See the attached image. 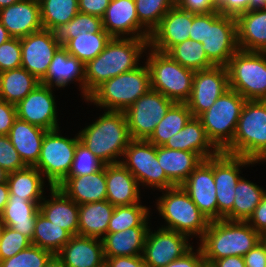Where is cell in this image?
<instances>
[{
	"instance_id": "ab89813d",
	"label": "cell",
	"mask_w": 266,
	"mask_h": 267,
	"mask_svg": "<svg viewBox=\"0 0 266 267\" xmlns=\"http://www.w3.org/2000/svg\"><path fill=\"white\" fill-rule=\"evenodd\" d=\"M234 191L233 221H247L266 194V190L241 177Z\"/></svg>"
},
{
	"instance_id": "8c879c8a",
	"label": "cell",
	"mask_w": 266,
	"mask_h": 267,
	"mask_svg": "<svg viewBox=\"0 0 266 267\" xmlns=\"http://www.w3.org/2000/svg\"><path fill=\"white\" fill-rule=\"evenodd\" d=\"M262 161H263V162H264V161L266 162V154L263 156V158H262L259 162H262Z\"/></svg>"
},
{
	"instance_id": "6f0895ef",
	"label": "cell",
	"mask_w": 266,
	"mask_h": 267,
	"mask_svg": "<svg viewBox=\"0 0 266 267\" xmlns=\"http://www.w3.org/2000/svg\"><path fill=\"white\" fill-rule=\"evenodd\" d=\"M243 258L245 267H266V244L259 241Z\"/></svg>"
},
{
	"instance_id": "f5cc1de1",
	"label": "cell",
	"mask_w": 266,
	"mask_h": 267,
	"mask_svg": "<svg viewBox=\"0 0 266 267\" xmlns=\"http://www.w3.org/2000/svg\"><path fill=\"white\" fill-rule=\"evenodd\" d=\"M222 15L237 17L250 10V0H214Z\"/></svg>"
},
{
	"instance_id": "44dd1931",
	"label": "cell",
	"mask_w": 266,
	"mask_h": 267,
	"mask_svg": "<svg viewBox=\"0 0 266 267\" xmlns=\"http://www.w3.org/2000/svg\"><path fill=\"white\" fill-rule=\"evenodd\" d=\"M102 22L111 37L149 38L151 34L139 22L134 0H110Z\"/></svg>"
},
{
	"instance_id": "e7e4bbea",
	"label": "cell",
	"mask_w": 266,
	"mask_h": 267,
	"mask_svg": "<svg viewBox=\"0 0 266 267\" xmlns=\"http://www.w3.org/2000/svg\"><path fill=\"white\" fill-rule=\"evenodd\" d=\"M12 38L7 29L0 22V45Z\"/></svg>"
},
{
	"instance_id": "89a4df30",
	"label": "cell",
	"mask_w": 266,
	"mask_h": 267,
	"mask_svg": "<svg viewBox=\"0 0 266 267\" xmlns=\"http://www.w3.org/2000/svg\"><path fill=\"white\" fill-rule=\"evenodd\" d=\"M4 229H5V223L2 221V218L0 217V239L2 237Z\"/></svg>"
},
{
	"instance_id": "816d5d0a",
	"label": "cell",
	"mask_w": 266,
	"mask_h": 267,
	"mask_svg": "<svg viewBox=\"0 0 266 267\" xmlns=\"http://www.w3.org/2000/svg\"><path fill=\"white\" fill-rule=\"evenodd\" d=\"M176 5L189 13L208 14L218 12L214 0H179Z\"/></svg>"
},
{
	"instance_id": "30bf717a",
	"label": "cell",
	"mask_w": 266,
	"mask_h": 267,
	"mask_svg": "<svg viewBox=\"0 0 266 267\" xmlns=\"http://www.w3.org/2000/svg\"><path fill=\"white\" fill-rule=\"evenodd\" d=\"M226 68L229 88L246 100H266V52L238 50Z\"/></svg>"
},
{
	"instance_id": "9f6ffc18",
	"label": "cell",
	"mask_w": 266,
	"mask_h": 267,
	"mask_svg": "<svg viewBox=\"0 0 266 267\" xmlns=\"http://www.w3.org/2000/svg\"><path fill=\"white\" fill-rule=\"evenodd\" d=\"M246 222L261 236L266 233V194Z\"/></svg>"
},
{
	"instance_id": "ba28073f",
	"label": "cell",
	"mask_w": 266,
	"mask_h": 267,
	"mask_svg": "<svg viewBox=\"0 0 266 267\" xmlns=\"http://www.w3.org/2000/svg\"><path fill=\"white\" fill-rule=\"evenodd\" d=\"M164 191L163 196L156 200L157 210L167 222L162 228L174 230L188 237L196 235L201 239L210 221L181 186Z\"/></svg>"
},
{
	"instance_id": "8d00e7d4",
	"label": "cell",
	"mask_w": 266,
	"mask_h": 267,
	"mask_svg": "<svg viewBox=\"0 0 266 267\" xmlns=\"http://www.w3.org/2000/svg\"><path fill=\"white\" fill-rule=\"evenodd\" d=\"M192 117L186 103H174L147 140L155 146H164L169 138L181 131Z\"/></svg>"
},
{
	"instance_id": "d4e9b609",
	"label": "cell",
	"mask_w": 266,
	"mask_h": 267,
	"mask_svg": "<svg viewBox=\"0 0 266 267\" xmlns=\"http://www.w3.org/2000/svg\"><path fill=\"white\" fill-rule=\"evenodd\" d=\"M51 199L43 198L39 212L46 219L67 230L72 236L78 235L79 205L59 187H49Z\"/></svg>"
},
{
	"instance_id": "cb8c5ba5",
	"label": "cell",
	"mask_w": 266,
	"mask_h": 267,
	"mask_svg": "<svg viewBox=\"0 0 266 267\" xmlns=\"http://www.w3.org/2000/svg\"><path fill=\"white\" fill-rule=\"evenodd\" d=\"M74 80L80 84L82 95L85 97V65L70 55L64 47H60L40 83L52 88L54 85L63 88Z\"/></svg>"
},
{
	"instance_id": "b9f144b4",
	"label": "cell",
	"mask_w": 266,
	"mask_h": 267,
	"mask_svg": "<svg viewBox=\"0 0 266 267\" xmlns=\"http://www.w3.org/2000/svg\"><path fill=\"white\" fill-rule=\"evenodd\" d=\"M167 53L183 67L194 71L206 70L215 66L208 59L203 44L190 38L176 44Z\"/></svg>"
},
{
	"instance_id": "c3c4849f",
	"label": "cell",
	"mask_w": 266,
	"mask_h": 267,
	"mask_svg": "<svg viewBox=\"0 0 266 267\" xmlns=\"http://www.w3.org/2000/svg\"><path fill=\"white\" fill-rule=\"evenodd\" d=\"M31 244V241L23 234L5 226L0 239V259H9L21 250L28 248Z\"/></svg>"
},
{
	"instance_id": "8992f818",
	"label": "cell",
	"mask_w": 266,
	"mask_h": 267,
	"mask_svg": "<svg viewBox=\"0 0 266 267\" xmlns=\"http://www.w3.org/2000/svg\"><path fill=\"white\" fill-rule=\"evenodd\" d=\"M258 163L266 154V100H246L232 143L223 151Z\"/></svg>"
},
{
	"instance_id": "bcb514c9",
	"label": "cell",
	"mask_w": 266,
	"mask_h": 267,
	"mask_svg": "<svg viewBox=\"0 0 266 267\" xmlns=\"http://www.w3.org/2000/svg\"><path fill=\"white\" fill-rule=\"evenodd\" d=\"M106 164L80 141L77 142L71 170L67 177H78L93 174L101 170Z\"/></svg>"
},
{
	"instance_id": "d6a6232c",
	"label": "cell",
	"mask_w": 266,
	"mask_h": 267,
	"mask_svg": "<svg viewBox=\"0 0 266 267\" xmlns=\"http://www.w3.org/2000/svg\"><path fill=\"white\" fill-rule=\"evenodd\" d=\"M39 213V205L36 202L28 201L26 198L9 197L1 218L5 226L20 232L32 243Z\"/></svg>"
},
{
	"instance_id": "003e7915",
	"label": "cell",
	"mask_w": 266,
	"mask_h": 267,
	"mask_svg": "<svg viewBox=\"0 0 266 267\" xmlns=\"http://www.w3.org/2000/svg\"><path fill=\"white\" fill-rule=\"evenodd\" d=\"M21 0H0V10L12 4L18 3Z\"/></svg>"
},
{
	"instance_id": "603a6c76",
	"label": "cell",
	"mask_w": 266,
	"mask_h": 267,
	"mask_svg": "<svg viewBox=\"0 0 266 267\" xmlns=\"http://www.w3.org/2000/svg\"><path fill=\"white\" fill-rule=\"evenodd\" d=\"M57 256L64 267H105L102 239L72 236Z\"/></svg>"
},
{
	"instance_id": "753ad0ef",
	"label": "cell",
	"mask_w": 266,
	"mask_h": 267,
	"mask_svg": "<svg viewBox=\"0 0 266 267\" xmlns=\"http://www.w3.org/2000/svg\"><path fill=\"white\" fill-rule=\"evenodd\" d=\"M174 2V4H176L179 0H172Z\"/></svg>"
},
{
	"instance_id": "52a82bcc",
	"label": "cell",
	"mask_w": 266,
	"mask_h": 267,
	"mask_svg": "<svg viewBox=\"0 0 266 267\" xmlns=\"http://www.w3.org/2000/svg\"><path fill=\"white\" fill-rule=\"evenodd\" d=\"M150 50L146 64L150 71L151 89L162 93L174 103H186L192 92L195 71L183 67L168 53Z\"/></svg>"
},
{
	"instance_id": "ffe728a7",
	"label": "cell",
	"mask_w": 266,
	"mask_h": 267,
	"mask_svg": "<svg viewBox=\"0 0 266 267\" xmlns=\"http://www.w3.org/2000/svg\"><path fill=\"white\" fill-rule=\"evenodd\" d=\"M192 21L193 13L182 10L175 4L151 32L149 48L167 53L176 44L189 39Z\"/></svg>"
},
{
	"instance_id": "4fadbf2b",
	"label": "cell",
	"mask_w": 266,
	"mask_h": 267,
	"mask_svg": "<svg viewBox=\"0 0 266 267\" xmlns=\"http://www.w3.org/2000/svg\"><path fill=\"white\" fill-rule=\"evenodd\" d=\"M256 164L245 157L219 152L213 156V177L216 186L218 220L233 221L235 187L243 166ZM241 167V168H240Z\"/></svg>"
},
{
	"instance_id": "db71d44e",
	"label": "cell",
	"mask_w": 266,
	"mask_h": 267,
	"mask_svg": "<svg viewBox=\"0 0 266 267\" xmlns=\"http://www.w3.org/2000/svg\"><path fill=\"white\" fill-rule=\"evenodd\" d=\"M16 119V105L0 100V135H8Z\"/></svg>"
},
{
	"instance_id": "be15d7a7",
	"label": "cell",
	"mask_w": 266,
	"mask_h": 267,
	"mask_svg": "<svg viewBox=\"0 0 266 267\" xmlns=\"http://www.w3.org/2000/svg\"><path fill=\"white\" fill-rule=\"evenodd\" d=\"M43 267H64L61 259L57 255H53Z\"/></svg>"
},
{
	"instance_id": "03108f58",
	"label": "cell",
	"mask_w": 266,
	"mask_h": 267,
	"mask_svg": "<svg viewBox=\"0 0 266 267\" xmlns=\"http://www.w3.org/2000/svg\"><path fill=\"white\" fill-rule=\"evenodd\" d=\"M266 7V0H250V10Z\"/></svg>"
},
{
	"instance_id": "7a4b0ae2",
	"label": "cell",
	"mask_w": 266,
	"mask_h": 267,
	"mask_svg": "<svg viewBox=\"0 0 266 267\" xmlns=\"http://www.w3.org/2000/svg\"><path fill=\"white\" fill-rule=\"evenodd\" d=\"M189 38L201 42L208 59L215 66H227L239 50L235 17L219 12L193 14Z\"/></svg>"
},
{
	"instance_id": "ee69618b",
	"label": "cell",
	"mask_w": 266,
	"mask_h": 267,
	"mask_svg": "<svg viewBox=\"0 0 266 267\" xmlns=\"http://www.w3.org/2000/svg\"><path fill=\"white\" fill-rule=\"evenodd\" d=\"M149 211L148 207L140 203L129 206H116L110 218L107 233L125 231L133 227H150L148 226Z\"/></svg>"
},
{
	"instance_id": "3957f363",
	"label": "cell",
	"mask_w": 266,
	"mask_h": 267,
	"mask_svg": "<svg viewBox=\"0 0 266 267\" xmlns=\"http://www.w3.org/2000/svg\"><path fill=\"white\" fill-rule=\"evenodd\" d=\"M261 240L262 236L246 221L221 219L210 221L199 247L208 266L213 260L224 257H243Z\"/></svg>"
},
{
	"instance_id": "9c48e42d",
	"label": "cell",
	"mask_w": 266,
	"mask_h": 267,
	"mask_svg": "<svg viewBox=\"0 0 266 267\" xmlns=\"http://www.w3.org/2000/svg\"><path fill=\"white\" fill-rule=\"evenodd\" d=\"M245 103L246 99L229 88L208 110L197 117L209 140L220 152L232 143Z\"/></svg>"
},
{
	"instance_id": "680465c9",
	"label": "cell",
	"mask_w": 266,
	"mask_h": 267,
	"mask_svg": "<svg viewBox=\"0 0 266 267\" xmlns=\"http://www.w3.org/2000/svg\"><path fill=\"white\" fill-rule=\"evenodd\" d=\"M110 0H78L79 12L102 18Z\"/></svg>"
},
{
	"instance_id": "5b68a950",
	"label": "cell",
	"mask_w": 266,
	"mask_h": 267,
	"mask_svg": "<svg viewBox=\"0 0 266 267\" xmlns=\"http://www.w3.org/2000/svg\"><path fill=\"white\" fill-rule=\"evenodd\" d=\"M150 89V71L145 63L103 82L86 101L107 111H125Z\"/></svg>"
},
{
	"instance_id": "277c9868",
	"label": "cell",
	"mask_w": 266,
	"mask_h": 267,
	"mask_svg": "<svg viewBox=\"0 0 266 267\" xmlns=\"http://www.w3.org/2000/svg\"><path fill=\"white\" fill-rule=\"evenodd\" d=\"M78 137L106 165L120 163L118 158H123L131 140L124 111H105L95 122L82 129Z\"/></svg>"
},
{
	"instance_id": "484cf974",
	"label": "cell",
	"mask_w": 266,
	"mask_h": 267,
	"mask_svg": "<svg viewBox=\"0 0 266 267\" xmlns=\"http://www.w3.org/2000/svg\"><path fill=\"white\" fill-rule=\"evenodd\" d=\"M106 185V200L115 207L140 203L139 184L121 162L106 165Z\"/></svg>"
},
{
	"instance_id": "f35d334b",
	"label": "cell",
	"mask_w": 266,
	"mask_h": 267,
	"mask_svg": "<svg viewBox=\"0 0 266 267\" xmlns=\"http://www.w3.org/2000/svg\"><path fill=\"white\" fill-rule=\"evenodd\" d=\"M72 235L64 228L57 226L42 214H38L32 244L57 255Z\"/></svg>"
},
{
	"instance_id": "4316f807",
	"label": "cell",
	"mask_w": 266,
	"mask_h": 267,
	"mask_svg": "<svg viewBox=\"0 0 266 267\" xmlns=\"http://www.w3.org/2000/svg\"><path fill=\"white\" fill-rule=\"evenodd\" d=\"M57 187L78 205L106 200V165L93 174L66 177Z\"/></svg>"
},
{
	"instance_id": "f546056e",
	"label": "cell",
	"mask_w": 266,
	"mask_h": 267,
	"mask_svg": "<svg viewBox=\"0 0 266 267\" xmlns=\"http://www.w3.org/2000/svg\"><path fill=\"white\" fill-rule=\"evenodd\" d=\"M47 130L16 119L8 137L26 166H34L40 156L44 135Z\"/></svg>"
},
{
	"instance_id": "7bdbcfd3",
	"label": "cell",
	"mask_w": 266,
	"mask_h": 267,
	"mask_svg": "<svg viewBox=\"0 0 266 267\" xmlns=\"http://www.w3.org/2000/svg\"><path fill=\"white\" fill-rule=\"evenodd\" d=\"M79 12L78 0H41L40 13L43 29L68 23Z\"/></svg>"
},
{
	"instance_id": "7c38bea8",
	"label": "cell",
	"mask_w": 266,
	"mask_h": 267,
	"mask_svg": "<svg viewBox=\"0 0 266 267\" xmlns=\"http://www.w3.org/2000/svg\"><path fill=\"white\" fill-rule=\"evenodd\" d=\"M123 156L125 159L122 158L121 163L136 178L139 186L144 184L161 191L175 187L159 165L157 146L148 140L131 139Z\"/></svg>"
},
{
	"instance_id": "9a60e30c",
	"label": "cell",
	"mask_w": 266,
	"mask_h": 267,
	"mask_svg": "<svg viewBox=\"0 0 266 267\" xmlns=\"http://www.w3.org/2000/svg\"><path fill=\"white\" fill-rule=\"evenodd\" d=\"M229 89L228 70L225 66L195 71L192 92L186 102L193 117L208 110Z\"/></svg>"
},
{
	"instance_id": "7402d4cb",
	"label": "cell",
	"mask_w": 266,
	"mask_h": 267,
	"mask_svg": "<svg viewBox=\"0 0 266 267\" xmlns=\"http://www.w3.org/2000/svg\"><path fill=\"white\" fill-rule=\"evenodd\" d=\"M0 22L12 38H23L43 29L40 2L21 0L0 10Z\"/></svg>"
},
{
	"instance_id": "11a10c76",
	"label": "cell",
	"mask_w": 266,
	"mask_h": 267,
	"mask_svg": "<svg viewBox=\"0 0 266 267\" xmlns=\"http://www.w3.org/2000/svg\"><path fill=\"white\" fill-rule=\"evenodd\" d=\"M164 267H207L200 247L193 252V247L182 257L170 262Z\"/></svg>"
},
{
	"instance_id": "ac0fdd59",
	"label": "cell",
	"mask_w": 266,
	"mask_h": 267,
	"mask_svg": "<svg viewBox=\"0 0 266 267\" xmlns=\"http://www.w3.org/2000/svg\"><path fill=\"white\" fill-rule=\"evenodd\" d=\"M52 87L42 83L16 104L17 118L47 131L59 128Z\"/></svg>"
},
{
	"instance_id": "4dcf8cb0",
	"label": "cell",
	"mask_w": 266,
	"mask_h": 267,
	"mask_svg": "<svg viewBox=\"0 0 266 267\" xmlns=\"http://www.w3.org/2000/svg\"><path fill=\"white\" fill-rule=\"evenodd\" d=\"M157 159L175 186H180L203 160L197 153L164 146H157Z\"/></svg>"
},
{
	"instance_id": "1f68e13d",
	"label": "cell",
	"mask_w": 266,
	"mask_h": 267,
	"mask_svg": "<svg viewBox=\"0 0 266 267\" xmlns=\"http://www.w3.org/2000/svg\"><path fill=\"white\" fill-rule=\"evenodd\" d=\"M148 230L149 227H133L125 231L107 233L102 238L104 256L142 255Z\"/></svg>"
},
{
	"instance_id": "2e32d148",
	"label": "cell",
	"mask_w": 266,
	"mask_h": 267,
	"mask_svg": "<svg viewBox=\"0 0 266 267\" xmlns=\"http://www.w3.org/2000/svg\"><path fill=\"white\" fill-rule=\"evenodd\" d=\"M150 230L142 254L148 267H164L193 247L188 243L189 237L182 233L162 227L155 232Z\"/></svg>"
},
{
	"instance_id": "60d3db41",
	"label": "cell",
	"mask_w": 266,
	"mask_h": 267,
	"mask_svg": "<svg viewBox=\"0 0 266 267\" xmlns=\"http://www.w3.org/2000/svg\"><path fill=\"white\" fill-rule=\"evenodd\" d=\"M102 29V18L78 12L68 23L54 27L51 32L55 42L60 47H65L69 39L76 38L79 34L97 33Z\"/></svg>"
},
{
	"instance_id": "94428289",
	"label": "cell",
	"mask_w": 266,
	"mask_h": 267,
	"mask_svg": "<svg viewBox=\"0 0 266 267\" xmlns=\"http://www.w3.org/2000/svg\"><path fill=\"white\" fill-rule=\"evenodd\" d=\"M207 267H245L242 256H229L213 260Z\"/></svg>"
},
{
	"instance_id": "74e56055",
	"label": "cell",
	"mask_w": 266,
	"mask_h": 267,
	"mask_svg": "<svg viewBox=\"0 0 266 267\" xmlns=\"http://www.w3.org/2000/svg\"><path fill=\"white\" fill-rule=\"evenodd\" d=\"M111 36L103 28L97 33L79 34L76 38L69 39L65 45L67 52L75 56L84 65L95 59L111 40Z\"/></svg>"
},
{
	"instance_id": "7dc6e473",
	"label": "cell",
	"mask_w": 266,
	"mask_h": 267,
	"mask_svg": "<svg viewBox=\"0 0 266 267\" xmlns=\"http://www.w3.org/2000/svg\"><path fill=\"white\" fill-rule=\"evenodd\" d=\"M53 254L31 244L9 259L1 260L0 267H43Z\"/></svg>"
},
{
	"instance_id": "836d02e7",
	"label": "cell",
	"mask_w": 266,
	"mask_h": 267,
	"mask_svg": "<svg viewBox=\"0 0 266 267\" xmlns=\"http://www.w3.org/2000/svg\"><path fill=\"white\" fill-rule=\"evenodd\" d=\"M115 206L107 200L79 205L78 235L102 239Z\"/></svg>"
},
{
	"instance_id": "83f0119b",
	"label": "cell",
	"mask_w": 266,
	"mask_h": 267,
	"mask_svg": "<svg viewBox=\"0 0 266 267\" xmlns=\"http://www.w3.org/2000/svg\"><path fill=\"white\" fill-rule=\"evenodd\" d=\"M235 19L239 50L266 52V7L248 10Z\"/></svg>"
},
{
	"instance_id": "91938a15",
	"label": "cell",
	"mask_w": 266,
	"mask_h": 267,
	"mask_svg": "<svg viewBox=\"0 0 266 267\" xmlns=\"http://www.w3.org/2000/svg\"><path fill=\"white\" fill-rule=\"evenodd\" d=\"M105 267H148L142 255L105 257Z\"/></svg>"
},
{
	"instance_id": "f6af8a7d",
	"label": "cell",
	"mask_w": 266,
	"mask_h": 267,
	"mask_svg": "<svg viewBox=\"0 0 266 267\" xmlns=\"http://www.w3.org/2000/svg\"><path fill=\"white\" fill-rule=\"evenodd\" d=\"M139 22L151 33L175 5L172 0H134Z\"/></svg>"
},
{
	"instance_id": "681fc988",
	"label": "cell",
	"mask_w": 266,
	"mask_h": 267,
	"mask_svg": "<svg viewBox=\"0 0 266 267\" xmlns=\"http://www.w3.org/2000/svg\"><path fill=\"white\" fill-rule=\"evenodd\" d=\"M21 67V39L10 38L0 45V73Z\"/></svg>"
},
{
	"instance_id": "6da1fadb",
	"label": "cell",
	"mask_w": 266,
	"mask_h": 267,
	"mask_svg": "<svg viewBox=\"0 0 266 267\" xmlns=\"http://www.w3.org/2000/svg\"><path fill=\"white\" fill-rule=\"evenodd\" d=\"M148 40L112 37L105 49L85 65V100L103 82L138 67L141 54L149 48Z\"/></svg>"
},
{
	"instance_id": "2644e50d",
	"label": "cell",
	"mask_w": 266,
	"mask_h": 267,
	"mask_svg": "<svg viewBox=\"0 0 266 267\" xmlns=\"http://www.w3.org/2000/svg\"><path fill=\"white\" fill-rule=\"evenodd\" d=\"M262 241L266 244V233L262 235Z\"/></svg>"
},
{
	"instance_id": "f907efd6",
	"label": "cell",
	"mask_w": 266,
	"mask_h": 267,
	"mask_svg": "<svg viewBox=\"0 0 266 267\" xmlns=\"http://www.w3.org/2000/svg\"><path fill=\"white\" fill-rule=\"evenodd\" d=\"M0 167L5 169L8 173L26 167L12 145L8 135H0Z\"/></svg>"
},
{
	"instance_id": "d590c367",
	"label": "cell",
	"mask_w": 266,
	"mask_h": 267,
	"mask_svg": "<svg viewBox=\"0 0 266 267\" xmlns=\"http://www.w3.org/2000/svg\"><path fill=\"white\" fill-rule=\"evenodd\" d=\"M40 81L23 67L0 73V100L18 104Z\"/></svg>"
},
{
	"instance_id": "d6986e66",
	"label": "cell",
	"mask_w": 266,
	"mask_h": 267,
	"mask_svg": "<svg viewBox=\"0 0 266 267\" xmlns=\"http://www.w3.org/2000/svg\"><path fill=\"white\" fill-rule=\"evenodd\" d=\"M21 39V67L39 81L46 75L48 67L60 46L55 42L51 30L42 29Z\"/></svg>"
},
{
	"instance_id": "5bb4252c",
	"label": "cell",
	"mask_w": 266,
	"mask_h": 267,
	"mask_svg": "<svg viewBox=\"0 0 266 267\" xmlns=\"http://www.w3.org/2000/svg\"><path fill=\"white\" fill-rule=\"evenodd\" d=\"M174 102L162 93L150 89L124 113L131 139L147 140Z\"/></svg>"
},
{
	"instance_id": "e0dca14e",
	"label": "cell",
	"mask_w": 266,
	"mask_h": 267,
	"mask_svg": "<svg viewBox=\"0 0 266 267\" xmlns=\"http://www.w3.org/2000/svg\"><path fill=\"white\" fill-rule=\"evenodd\" d=\"M180 186L209 221L218 220L213 157L202 160Z\"/></svg>"
},
{
	"instance_id": "8fae6325",
	"label": "cell",
	"mask_w": 266,
	"mask_h": 267,
	"mask_svg": "<svg viewBox=\"0 0 266 267\" xmlns=\"http://www.w3.org/2000/svg\"><path fill=\"white\" fill-rule=\"evenodd\" d=\"M58 132L59 128L45 133L39 159L34 165L50 187H57L67 177L79 141L78 135L69 139Z\"/></svg>"
},
{
	"instance_id": "a7ac6f4b",
	"label": "cell",
	"mask_w": 266,
	"mask_h": 267,
	"mask_svg": "<svg viewBox=\"0 0 266 267\" xmlns=\"http://www.w3.org/2000/svg\"><path fill=\"white\" fill-rule=\"evenodd\" d=\"M9 173L0 167V184L7 182Z\"/></svg>"
},
{
	"instance_id": "e575fe53",
	"label": "cell",
	"mask_w": 266,
	"mask_h": 267,
	"mask_svg": "<svg viewBox=\"0 0 266 267\" xmlns=\"http://www.w3.org/2000/svg\"><path fill=\"white\" fill-rule=\"evenodd\" d=\"M9 197L26 198L38 205L43 200L44 176L35 166L11 172L8 175Z\"/></svg>"
},
{
	"instance_id": "6125c7cd",
	"label": "cell",
	"mask_w": 266,
	"mask_h": 267,
	"mask_svg": "<svg viewBox=\"0 0 266 267\" xmlns=\"http://www.w3.org/2000/svg\"><path fill=\"white\" fill-rule=\"evenodd\" d=\"M9 186L8 183H2L0 184V217L4 211V208L8 202L9 199Z\"/></svg>"
},
{
	"instance_id": "f1b7e54d",
	"label": "cell",
	"mask_w": 266,
	"mask_h": 267,
	"mask_svg": "<svg viewBox=\"0 0 266 267\" xmlns=\"http://www.w3.org/2000/svg\"><path fill=\"white\" fill-rule=\"evenodd\" d=\"M164 147L194 152L203 160L220 152L209 140L205 128L197 117H192L181 131L169 138Z\"/></svg>"
}]
</instances>
